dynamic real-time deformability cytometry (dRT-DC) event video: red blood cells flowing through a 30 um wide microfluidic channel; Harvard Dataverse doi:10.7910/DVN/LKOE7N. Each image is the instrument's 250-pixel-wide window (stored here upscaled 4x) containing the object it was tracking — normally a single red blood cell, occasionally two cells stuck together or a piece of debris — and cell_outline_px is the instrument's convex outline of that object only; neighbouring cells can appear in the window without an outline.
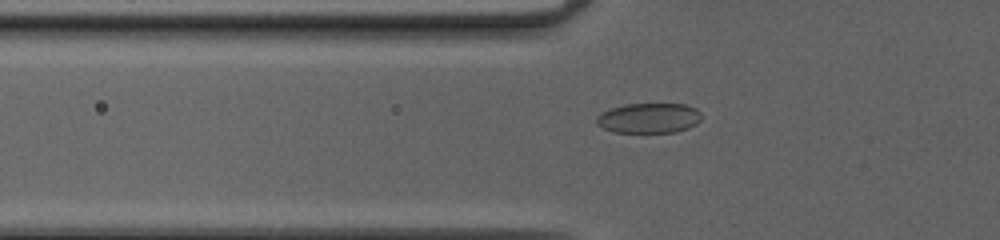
{"species": "common noctule bat (a hibernating species)", "species_latin": "Nyctalus noctula", "temperature_condition": "cold", "stored_images_in_passage": 52, "camera_frame_rate_fps": 3000, "um_per_image_px": 0.085, "animal": {"sex": "female", "body_mass_g": 20.0, "forearm_length_mm": 54.0}, "frame": {"image": 1, "passage_image": 20, "time_ms": 6.333, "image_size_px": [1000, 240], "cell_outline_px": [[700, 120], [696, 124], [688, 128], [676, 132], [612, 132], [596, 124], [596, 116], [600, 112], [624, 104], [684, 104], [696, 108], [700, 112]], "centroid_in_image_um": [55.13, 10.03], "position_along_channel_um": 70.7, "area_um2": 18.44}}
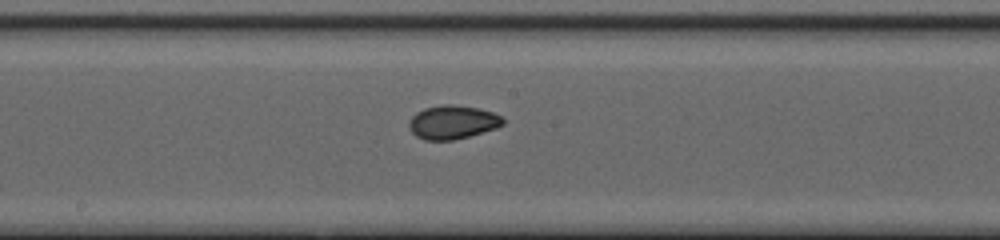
{"frame": {"image": 2, "passage_image": 30, "time_ms": 9.667, "image_size_px": [1000, 240], "cell_outline_px": [[504, 124], [496, 128], [468, 136], [452, 140], [424, 140], [416, 136], [408, 128], [408, 120], [416, 112], [424, 108], [444, 104], [452, 104], [480, 108], [492, 112], [500, 116], [504, 120]], "centroid_in_image_um": [38.43, 10.38], "position_along_channel_um": 209.8, "area_um2": 18.5}}
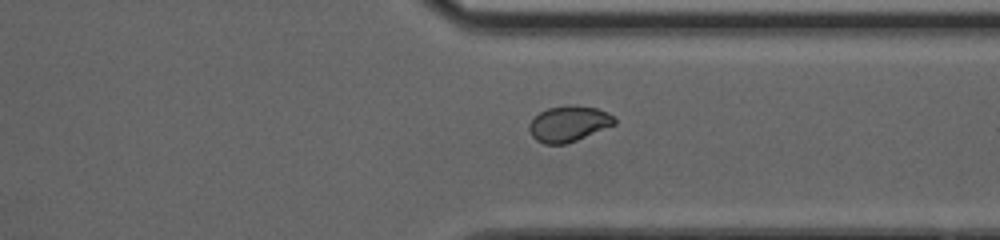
{"frame": {"image": 3, "passage_image": 41, "time_ms": 13.333, "image_size_px": [1000, 240], "cell_outline_px": [[616, 124], [576, 140], [564, 144], [544, 144], [536, 140], [532, 136], [528, 128], [528, 124], [540, 112], [548, 108], [568, 104], [572, 104], [596, 108], [608, 112], [616, 120]], "centroid_in_image_um": [48.33, 10.51], "position_along_channel_um": 363.1, "area_um2": 17.74}, "authors_computed_cell_mechanics": {"area_um2": 18.5249, "velocity_mm_per_s": 4.1975, "shape_relaxation_time_tau1_ms": null, "shape_relaxation_time_tau2_ms": 1.0827, "deformation_change_tau1": null, "deformation_change_tau2": 0.0395}}